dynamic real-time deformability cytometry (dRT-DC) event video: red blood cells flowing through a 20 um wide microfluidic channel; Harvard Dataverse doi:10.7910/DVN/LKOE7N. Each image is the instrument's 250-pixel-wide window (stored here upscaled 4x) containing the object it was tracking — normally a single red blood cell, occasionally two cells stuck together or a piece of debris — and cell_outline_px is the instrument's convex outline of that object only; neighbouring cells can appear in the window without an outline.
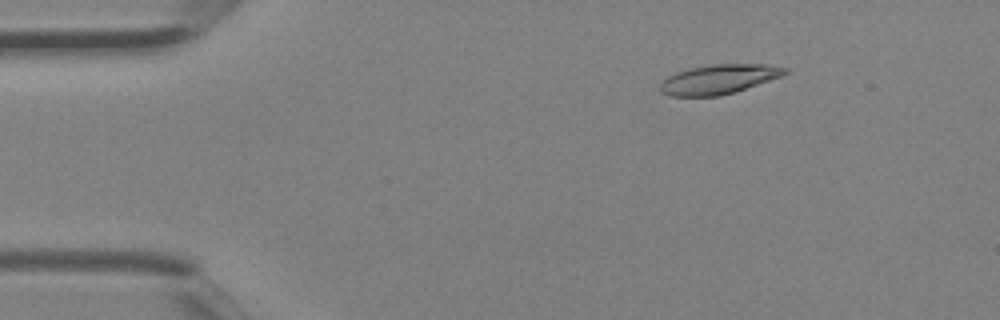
{"species": "Egyptian fruit bat (a non-hibernating species)", "species_latin": "Rousettus aegyptiacus", "temperature_condition": "room temperature", "stored_images_in_passage": 3, "camera_frame_rate_fps": 3000, "um_per_image_px": 0.085, "animal": {"sex": "female"}, "frame": {"image": 1, "passage_image": 1, "time_ms": 0.0, "image_size_px": [1000, 320], "cell_outline_px": [[788, 72], [780, 76], [720, 96], [672, 96], [660, 92], [660, 84], [668, 76], [676, 72], [688, 68], [712, 64], [768, 64], [788, 68]], "centroid_in_image_um": [61.05, 6.72], "position_along_channel_um": 23.9, "area_um2": 21.15}}
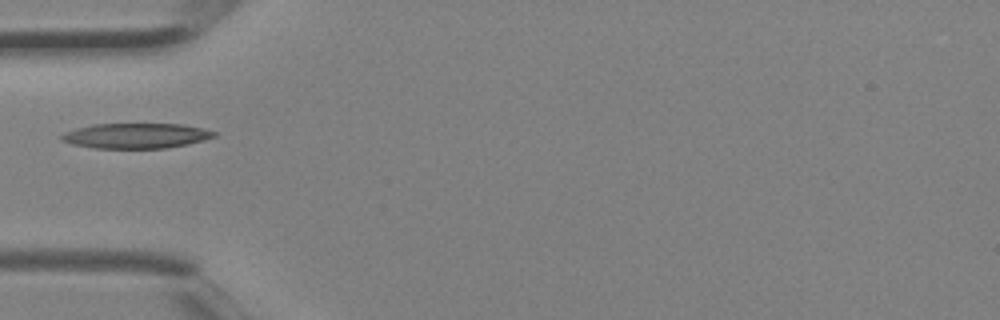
{"frame": {"image": 2, "passage_image": 3, "time_ms": 0.667, "image_size_px": [1000, 320], "cell_outline_px": [[216, 136], [204, 140], [188, 144], [164, 148], [96, 148], [72, 144], [60, 140], [60, 136], [64, 132], [76, 128], [92, 124], [184, 124], [204, 128], [216, 132]], "centroid_in_image_um": [11.56, 11.53], "position_along_channel_um": 73.4, "area_um2": 22.43}}